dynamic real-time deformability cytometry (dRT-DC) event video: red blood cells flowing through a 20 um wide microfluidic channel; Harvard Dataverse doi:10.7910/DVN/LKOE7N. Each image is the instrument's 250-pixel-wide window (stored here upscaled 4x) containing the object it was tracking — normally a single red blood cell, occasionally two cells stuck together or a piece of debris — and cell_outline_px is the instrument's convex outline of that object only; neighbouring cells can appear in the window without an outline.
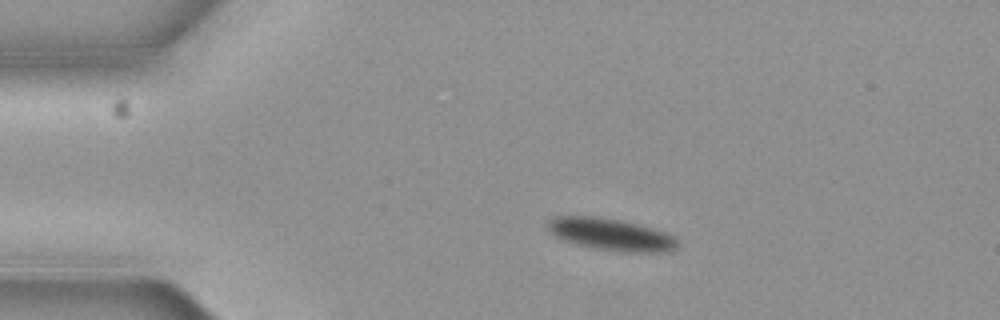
{"species": "common noctule bat (a hibernating species)", "species_latin": "Nyctalus noctula", "temperature_condition": "cold", "stored_images_in_passage": 10, "camera_frame_rate_fps": 3000, "um_per_image_px": 0.085, "animal": {"sex": "female", "body_mass_g": 19.3, "forearm_length_mm": 54.1}, "frame": {"image": 1, "passage_image": 2, "time_ms": 0.333, "image_size_px": [1000, 320], "cell_outline_px": [[680, 244], [676, 248], [668, 252], [624, 252], [596, 248], [576, 244], [552, 236], [548, 232], [548, 220], [556, 216], [596, 216], [620, 220], [640, 224], [676, 236]], "centroid_in_image_um": [51.95, 19.92], "position_along_channel_um": 33.1, "area_um2": 24.51}}
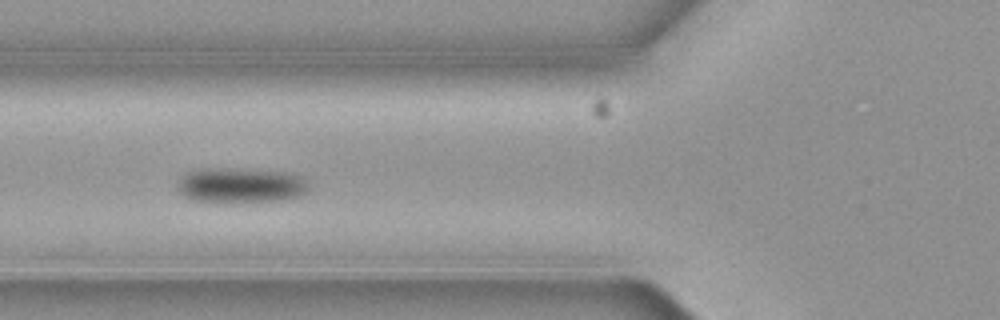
{"frame": {"image": 2, "passage_image": 5, "time_ms": 1.333, "image_size_px": [1000, 320], "cell_outline_px": [[308, 188], [304, 192], [296, 196], [284, 200], [192, 200], [184, 196], [176, 188], [176, 184], [180, 176], [184, 172], [200, 168], [224, 168], [284, 172], [300, 176], [308, 184]], "centroid_in_image_um": [20.36, 15.71], "position_along_channel_um": 105.4, "area_um2": 26.13}}
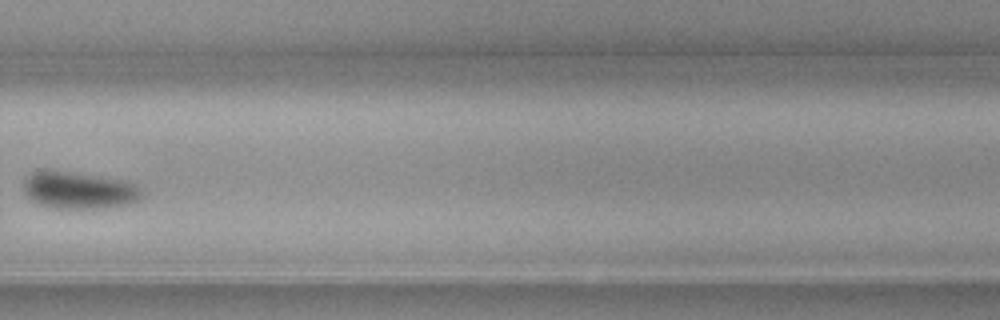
{"frame": {"image": 3, "passage_image": 10, "time_ms": 3.0, "image_size_px": [1000, 320], "cell_outline_px": [[144, 196], [128, 204], [96, 208], [52, 208], [40, 204], [32, 200], [24, 192], [24, 176], [32, 172], [44, 168], [52, 168], [104, 176], [120, 180], [132, 184], [140, 188]], "centroid_in_image_um": [6.63, 16.12], "position_along_channel_um": 323.2, "area_um2": 25.95}}